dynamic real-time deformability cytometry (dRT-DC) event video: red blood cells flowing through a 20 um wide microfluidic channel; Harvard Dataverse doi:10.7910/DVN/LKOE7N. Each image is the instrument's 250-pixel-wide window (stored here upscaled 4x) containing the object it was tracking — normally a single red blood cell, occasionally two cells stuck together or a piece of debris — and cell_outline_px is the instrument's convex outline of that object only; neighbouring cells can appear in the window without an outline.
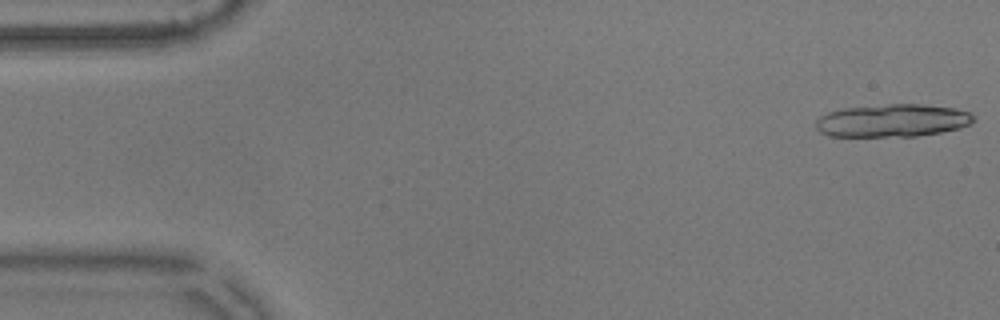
{"species": "common noctule bat (a hibernating species)", "species_latin": "Nyctalus noctula", "temperature_condition": "warm", "stored_images_in_passage": 15, "camera_frame_rate_fps": 3000, "um_per_image_px": 0.085, "animal": {"sex": "male", "body_mass_g": 17.9}, "frame": {"image": 1, "passage_image": 1, "time_ms": 0.0, "image_size_px": [1000, 320], "cell_outline_px": [[976, 116], [972, 124], [960, 128], [940, 132], [916, 136], [828, 136], [820, 132], [816, 128], [816, 120], [820, 116], [828, 112], [844, 108], [888, 104], [924, 104], [956, 108], [968, 112]], "centroid_in_image_um": [75.89, 10.24], "position_along_channel_um": 9.1, "area_um2": 30.29}}